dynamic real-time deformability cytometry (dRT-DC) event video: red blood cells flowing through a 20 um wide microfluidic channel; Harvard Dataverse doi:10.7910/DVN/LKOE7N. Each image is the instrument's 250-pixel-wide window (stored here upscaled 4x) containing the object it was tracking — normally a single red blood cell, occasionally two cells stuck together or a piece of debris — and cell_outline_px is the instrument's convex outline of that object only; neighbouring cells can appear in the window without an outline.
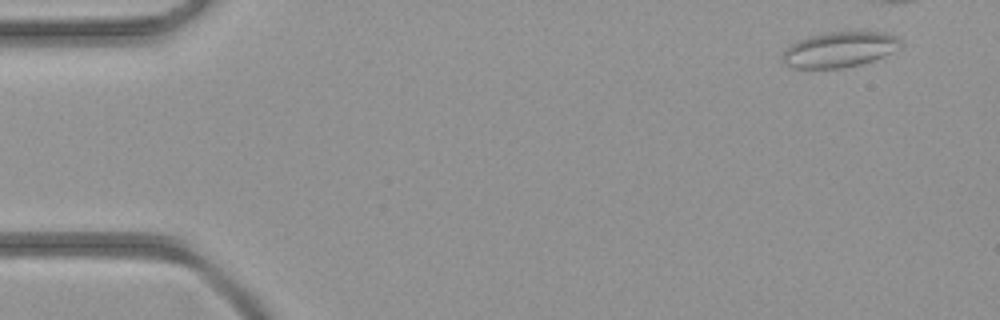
{"species": "common noctule bat (a hibernating species)", "species_latin": "Nyctalus noctula", "temperature_condition": "room temperature", "stored_images_in_passage": 33, "camera_frame_rate_fps": 3000, "um_per_image_px": 0.085, "animal": {"sex": "female", "body_mass_g": 21.9}, "frame": {"image": 1, "passage_image": 1, "time_ms": 0.0, "image_size_px": [1000, 320], "cell_outline_px": [[900, 44], [892, 52], [884, 56], [860, 64], [844, 68], [792, 68], [784, 64], [784, 52], [796, 40], [808, 36], [828, 32], [880, 32], [896, 36], [900, 40]], "centroid_in_image_um": [71.33, 4.21], "position_along_channel_um": 13.7, "area_um2": 24.04}}
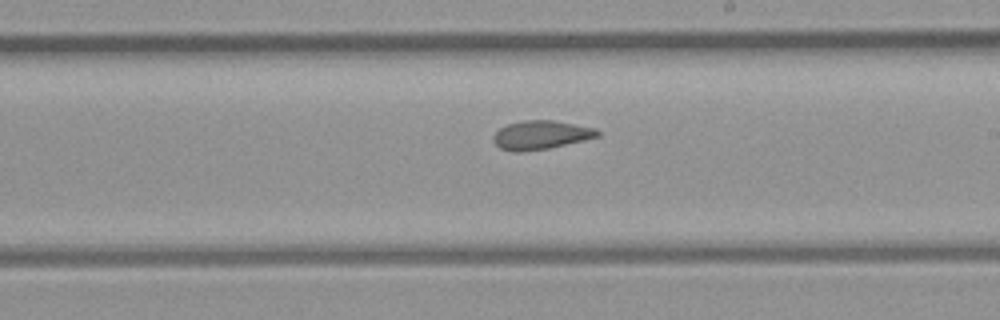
{"frame": {"image": 2, "passage_image": 23, "time_ms": 7.333, "image_size_px": [1000, 320], "cell_outline_px": [[600, 136], [584, 140], [548, 148], [524, 152], [512, 152], [500, 148], [492, 140], [492, 136], [500, 128], [508, 124], [524, 120], [552, 120], [596, 128], [600, 132]], "centroid_in_image_um": [45.96, 11.48], "position_along_channel_um": 243.0, "area_um2": 17.46}}
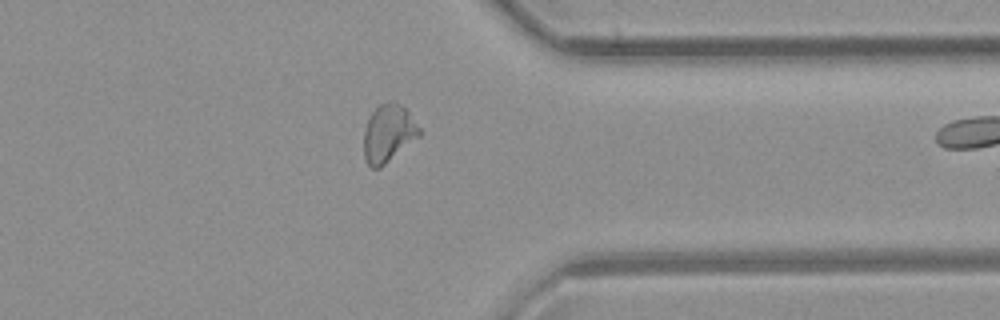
{"frame": {"image": 3, "passage_image": 32, "time_ms": 10.333, "image_size_px": [1000, 320], "cell_outline_px": [[420, 136], [380, 168], [372, 168], [368, 164], [364, 156], [364, 132], [368, 120], [372, 112], [380, 104], [388, 100], [392, 100], [400, 104], [408, 112], [420, 128]], "centroid_in_image_um": [33.01, 11.33], "position_along_channel_um": 378.4, "area_um2": 18.5}}